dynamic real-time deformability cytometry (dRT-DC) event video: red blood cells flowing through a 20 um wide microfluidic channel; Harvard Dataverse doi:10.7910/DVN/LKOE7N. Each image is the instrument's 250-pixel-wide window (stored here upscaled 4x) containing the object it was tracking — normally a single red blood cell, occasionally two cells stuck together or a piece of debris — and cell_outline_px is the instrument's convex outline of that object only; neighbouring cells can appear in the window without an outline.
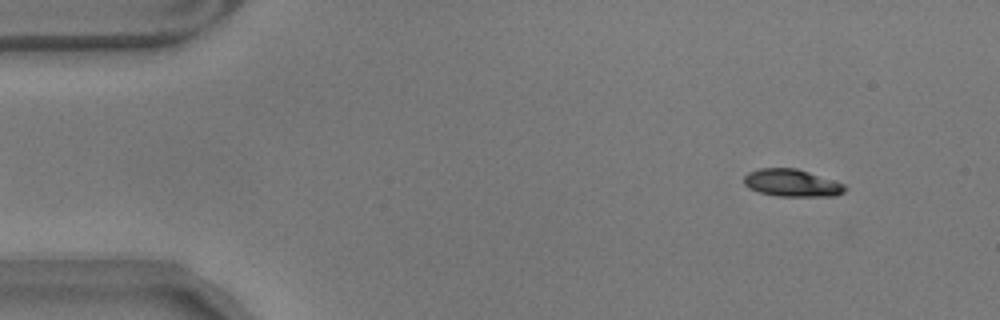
{"species": "common noctule bat (a hibernating species)", "species_latin": "Nyctalus noctula", "temperature_condition": "warm", "stored_images_in_passage": 54, "camera_frame_rate_fps": 3000, "um_per_image_px": 0.085, "animal": {"sex": "male", "body_mass_g": 17.9}, "frame": {"image": 1, "passage_image": 3, "time_ms": 0.667, "image_size_px": [1000, 320], "cell_outline_px": [[848, 188], [844, 192], [836, 196], [780, 196], [760, 192], [748, 188], [744, 184], [744, 176], [748, 172], [760, 168], [796, 168], [844, 184]], "centroid_in_image_um": [67.3, 15.55], "position_along_channel_um": 17.7, "area_um2": 16.01}}
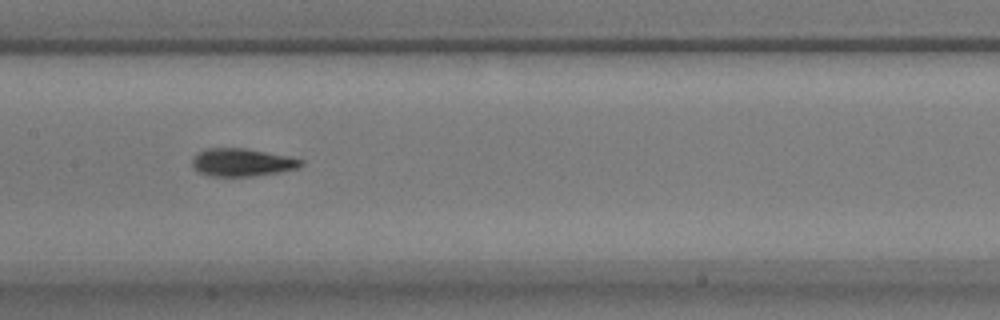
{"frame": {"image": 2, "passage_image": 25, "time_ms": 8.0, "image_size_px": [1000, 320], "cell_outline_px": [[304, 164], [300, 168], [252, 176], [208, 176], [200, 172], [192, 164], [192, 160], [196, 152], [204, 148], [244, 148], [292, 156], [304, 160]], "centroid_in_image_um": [20.6, 13.78], "position_along_channel_um": 186.8, "area_um2": 17.8}}
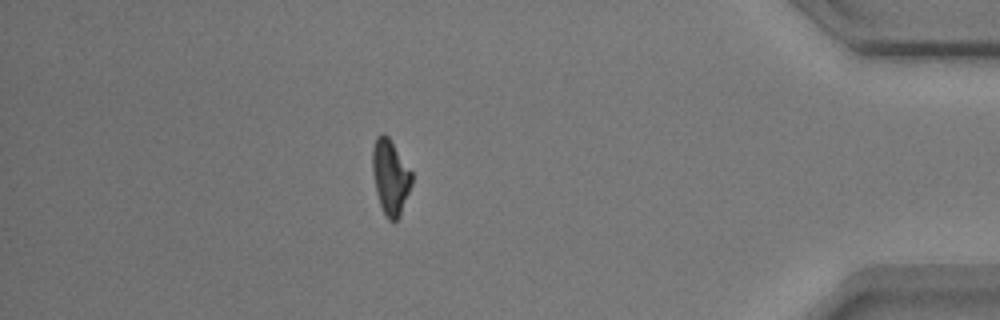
{"frame": {"image": 3, "passage_image": 47, "time_ms": 15.333, "image_size_px": [1000, 320], "cell_outline_px": [[412, 184], [400, 216], [396, 220], [388, 220], [384, 216], [376, 192], [372, 172], [372, 148], [376, 136], [380, 132], [384, 132], [388, 136], [412, 172]], "centroid_in_image_um": [33.17, 15.03], "position_along_channel_um": 402.0, "area_um2": 17.34}, "authors_computed_cell_mechanics": {"area_um2": 17.3111, "velocity_mm_per_s": 3.526, "shape_relaxation_time_tau1_ms": 4.5491, "shape_relaxation_time_tau2_ms": 2.9869, "deformation_change_tau1": 0.1663, "deformation_change_tau2": 0.0879}}